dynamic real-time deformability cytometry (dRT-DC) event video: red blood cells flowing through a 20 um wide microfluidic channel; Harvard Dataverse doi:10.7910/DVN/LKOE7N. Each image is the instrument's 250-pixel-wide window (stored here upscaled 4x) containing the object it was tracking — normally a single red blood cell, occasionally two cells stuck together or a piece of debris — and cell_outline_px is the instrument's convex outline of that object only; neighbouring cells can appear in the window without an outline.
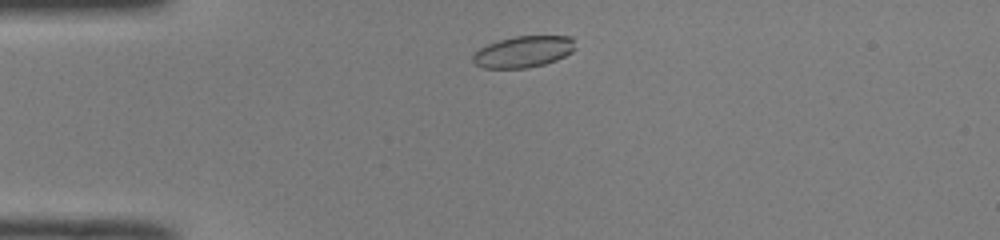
{"species": "common noctule bat (a hibernating species)", "species_latin": "Nyctalus noctula", "temperature_condition": "room temperature", "stored_images_in_passage": 41, "camera_frame_rate_fps": 3000, "um_per_image_px": 0.085, "animal": {"sex": "male", "body_mass_g": 19.0, "forearm_length_mm": 50.8}, "frame": {"image": 1, "passage_image": 3, "time_ms": 0.667, "image_size_px": [1000, 240], "cell_outline_px": [[576, 48], [572, 52], [556, 60], [544, 64], [528, 68], [484, 68], [476, 64], [472, 60], [472, 56], [480, 48], [488, 44], [500, 40], [516, 36], [572, 36]], "centroid_in_image_um": [44.51, 4.4], "position_along_channel_um": 40.5, "area_um2": 18.67}}
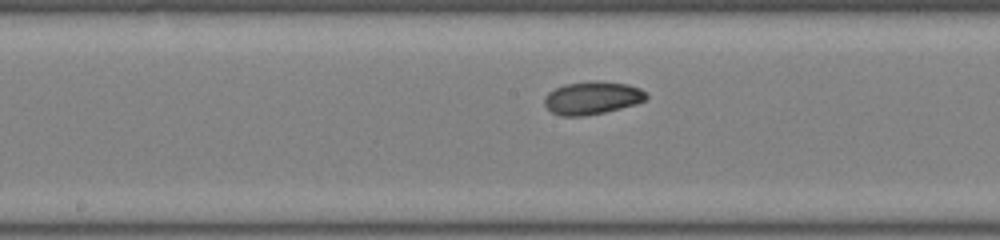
{"frame": {"image": 2, "passage_image": 17, "time_ms": 5.333, "image_size_px": [1000, 240], "cell_outline_px": [[648, 96], [644, 100], [636, 104], [604, 112], [584, 116], [560, 116], [552, 112], [544, 104], [544, 96], [548, 92], [564, 84], [592, 80], [596, 80], [628, 84], [640, 88]], "centroid_in_image_um": [50.31, 8.31], "position_along_channel_um": 197.9, "area_um2": 19.59}}
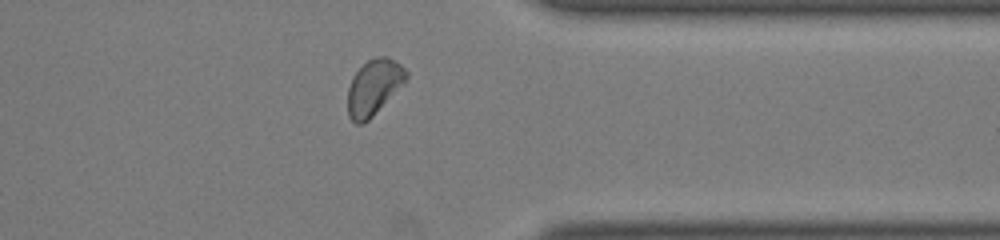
{"frame": {"image": 3, "passage_image": 31, "time_ms": 10.0, "image_size_px": [1000, 240], "cell_outline_px": [[408, 80], [368, 120], [360, 124], [356, 124], [348, 116], [348, 88], [352, 76], [368, 60], [376, 56], [388, 56], [400, 64], [408, 72]], "centroid_in_image_um": [31.79, 7.39], "position_along_channel_um": 379.6, "area_um2": 18.9}, "authors_computed_cell_mechanics": {"area_um2": 19.3052, "velocity_mm_per_s": 4.025, "shape_relaxation_time_tau1_ms": 5.1021, "shape_relaxation_time_tau2_ms": 3.0491, "deformation_change_tau1": 0.0912, "deformation_change_tau2": 0.061}}